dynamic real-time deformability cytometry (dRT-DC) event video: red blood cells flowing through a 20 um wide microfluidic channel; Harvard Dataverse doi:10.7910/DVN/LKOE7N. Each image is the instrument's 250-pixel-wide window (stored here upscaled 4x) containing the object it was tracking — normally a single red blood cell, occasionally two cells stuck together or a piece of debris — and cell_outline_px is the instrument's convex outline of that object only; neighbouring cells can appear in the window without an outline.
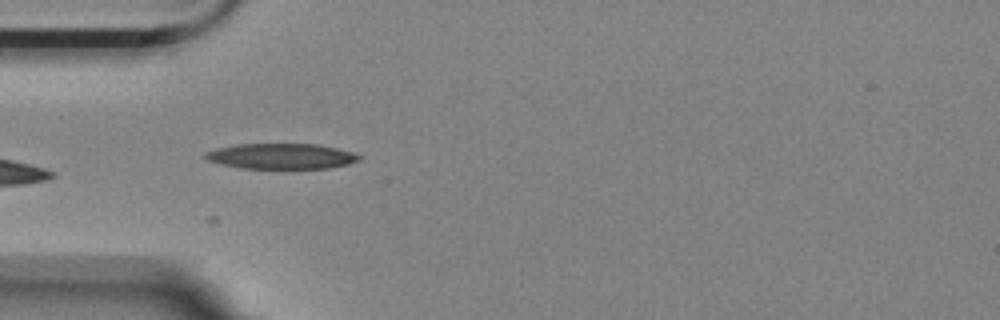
{"species": "Egyptian fruit bat (a non-hibernating species)", "species_latin": "Rousettus aegyptiacus", "temperature_condition": "room temperature", "stored_images_in_passage": 12, "camera_frame_rate_fps": 3000, "um_per_image_px": 0.085, "animal": {"sex": "female"}, "frame": {"image": 1, "passage_image": 1, "time_ms": 0.0, "image_size_px": [1000, 320], "cell_outline_px": [[364, 156], [360, 160], [348, 164], [328, 168], [240, 168], [220, 164], [208, 160], [204, 156], [204, 152], [216, 148], [236, 144], [316, 144], [336, 148], [352, 152]], "centroid_in_image_um": [23.91, 13.27], "position_along_channel_um": 61.1, "area_um2": 22.89}}
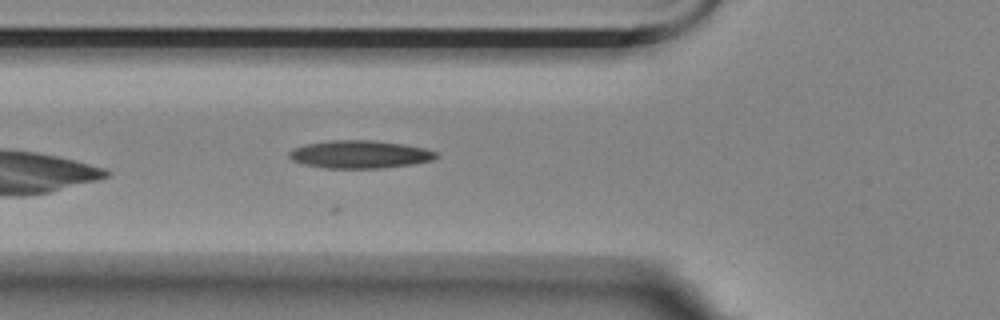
{"frame": {"image": 2, "passage_image": 4, "time_ms": 1.0, "image_size_px": [1000, 320], "cell_outline_px": [[440, 156], [432, 160], [412, 164], [380, 168], [324, 168], [304, 164], [292, 160], [288, 156], [288, 152], [292, 148], [304, 144], [328, 140], [372, 140], [404, 144], [424, 148], [440, 152]], "centroid_in_image_um": [30.58, 13.11], "position_along_channel_um": 95.2, "area_um2": 24.1}}